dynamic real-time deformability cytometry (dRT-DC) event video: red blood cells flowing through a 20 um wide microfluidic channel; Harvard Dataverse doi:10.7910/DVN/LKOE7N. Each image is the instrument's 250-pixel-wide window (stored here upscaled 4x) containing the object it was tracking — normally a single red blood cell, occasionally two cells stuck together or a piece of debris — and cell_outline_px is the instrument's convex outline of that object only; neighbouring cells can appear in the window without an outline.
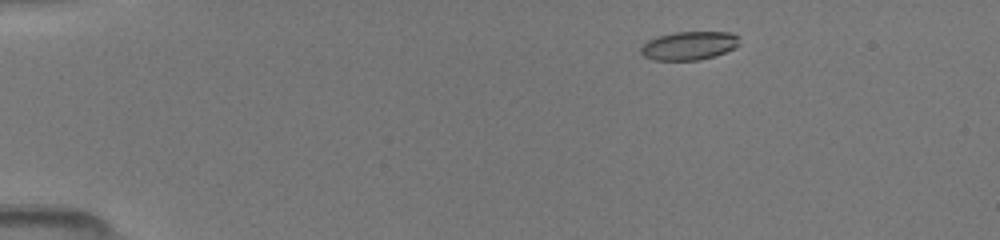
{"species": "common noctule bat (a hibernating species)", "species_latin": "Nyctalus noctula", "temperature_condition": "room temperature", "stored_images_in_passage": 31, "camera_frame_rate_fps": 3000, "um_per_image_px": 0.085, "animal": {"sex": "female", "body_mass_g": 19.5, "forearm_length_mm": 54.1}, "frame": {"image": 1, "passage_image": 9, "time_ms": 1.333, "image_size_px": [1000, 240], "cell_outline_px": [[740, 44], [736, 48], [716, 56], [700, 60], [652, 60], [644, 56], [640, 52], [640, 48], [648, 40], [656, 36], [676, 32], [732, 32], [740, 36]], "centroid_in_image_um": [58.62, 3.88], "position_along_channel_um": 26.4, "area_um2": 16.7}}
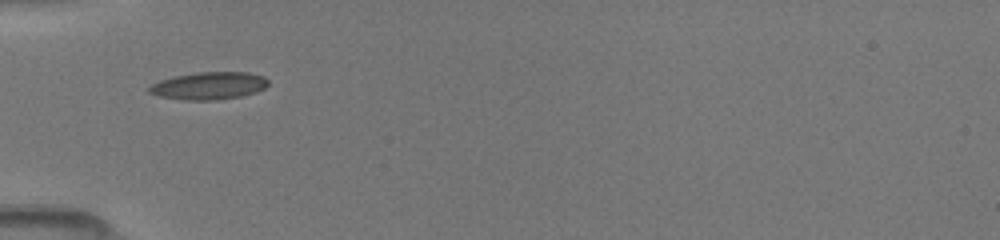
{"frame": {"image": 2, "passage_image": 23, "time_ms": 4.333, "image_size_px": [1000, 240], "cell_outline_px": [[268, 84], [264, 88], [256, 92], [240, 96], [216, 100], [184, 100], [156, 96], [148, 92], [148, 88], [152, 84], [160, 80], [176, 76], [196, 72], [248, 72], [264, 76], [268, 80]], "centroid_in_image_um": [17.74, 7.29], "position_along_channel_um": 67.3, "area_um2": 19.13}}
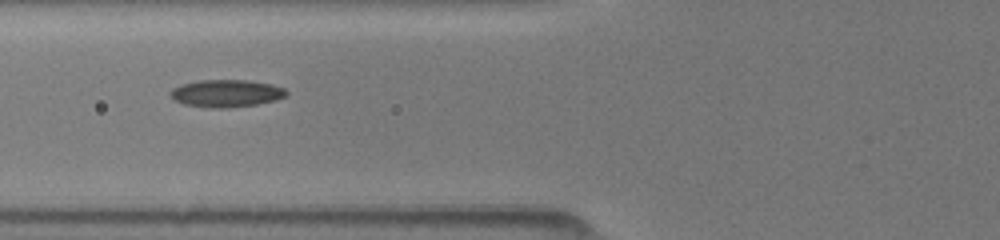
{"frame": {"image": 3, "passage_image": 30, "time_ms": 5.333, "image_size_px": [1000, 240], "cell_outline_px": [[288, 96], [276, 100], [256, 104], [228, 108], [208, 108], [184, 104], [168, 96], [168, 92], [172, 88], [180, 84], [200, 80], [248, 80], [272, 84], [284, 88], [288, 92]], "centroid_in_image_um": [19.22, 7.93], "position_along_channel_um": 106.6, "area_um2": 18.79}}